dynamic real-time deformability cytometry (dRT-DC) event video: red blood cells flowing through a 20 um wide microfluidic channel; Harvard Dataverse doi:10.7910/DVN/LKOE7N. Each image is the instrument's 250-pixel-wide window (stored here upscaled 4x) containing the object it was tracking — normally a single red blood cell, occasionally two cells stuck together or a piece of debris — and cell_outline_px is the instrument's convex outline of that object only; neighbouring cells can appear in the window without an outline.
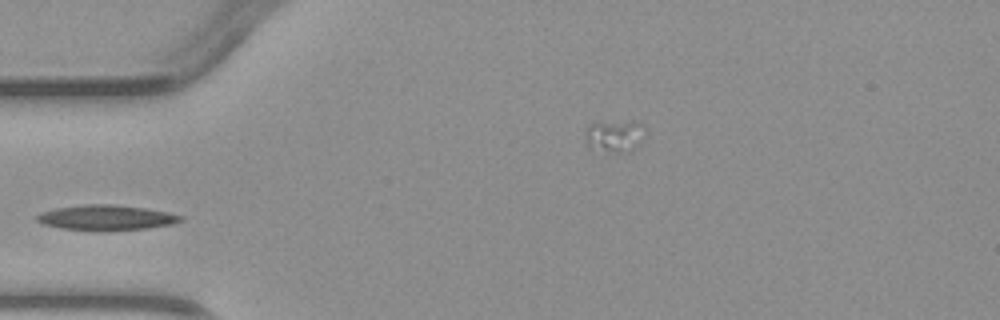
{"species": "common noctule bat (a hibernating species)", "species_latin": "Nyctalus noctula", "temperature_condition": "warm", "stored_images_in_passage": 3, "camera_frame_rate_fps": 3000, "um_per_image_px": 0.085, "animal": {"sex": "male", "body_mass_g": 23.1, "forearm_length_mm": 52.7}, "frame": {"image": 1, "passage_image": 2, "time_ms": 1.333, "image_size_px": [1000, 320], "cell_outline_px": [[184, 220], [172, 224], [148, 228], [60, 228], [44, 224], [36, 220], [36, 216], [40, 212], [56, 208], [84, 204], [112, 204], [148, 208], [168, 212], [184, 216]], "centroid_in_image_um": [9.07, 18.44], "position_along_channel_um": 75.9, "area_um2": 20.29}}